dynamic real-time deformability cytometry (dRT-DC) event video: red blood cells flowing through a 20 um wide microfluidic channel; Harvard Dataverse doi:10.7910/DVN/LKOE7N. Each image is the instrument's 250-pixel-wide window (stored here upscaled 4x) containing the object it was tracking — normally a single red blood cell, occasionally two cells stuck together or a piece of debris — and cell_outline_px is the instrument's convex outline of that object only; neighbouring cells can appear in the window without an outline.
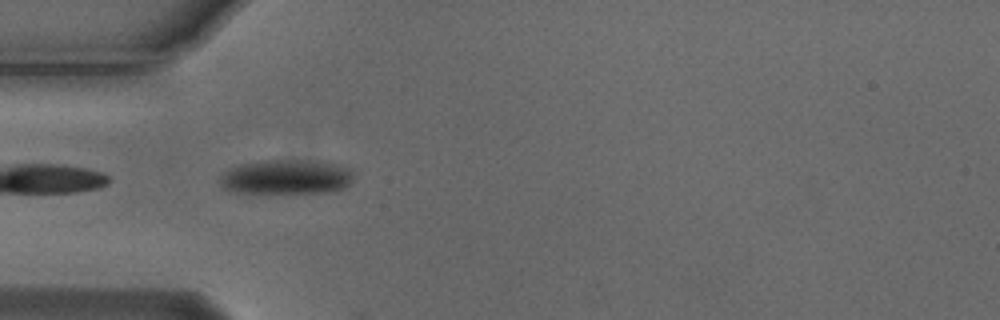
{"species": "Egyptian fruit bat (a non-hibernating species)", "species_latin": "Rousettus aegyptiacus", "temperature_condition": "cold", "stored_images_in_passage": 2, "camera_frame_rate_fps": 3000, "um_per_image_px": 0.085, "animal": {"sex": "male"}, "frame": {"image": 1, "passage_image": 1, "time_ms": 0.0, "image_size_px": [1000, 320], "cell_outline_px": [[352, 180], [344, 188], [332, 192], [264, 196], [248, 196], [232, 192], [220, 188], [220, 176], [224, 172], [236, 164], [264, 160], [300, 160], [336, 164], [348, 168], [352, 172]], "centroid_in_image_um": [24.2, 15.12], "position_along_channel_um": 60.8, "area_um2": 28.55}}